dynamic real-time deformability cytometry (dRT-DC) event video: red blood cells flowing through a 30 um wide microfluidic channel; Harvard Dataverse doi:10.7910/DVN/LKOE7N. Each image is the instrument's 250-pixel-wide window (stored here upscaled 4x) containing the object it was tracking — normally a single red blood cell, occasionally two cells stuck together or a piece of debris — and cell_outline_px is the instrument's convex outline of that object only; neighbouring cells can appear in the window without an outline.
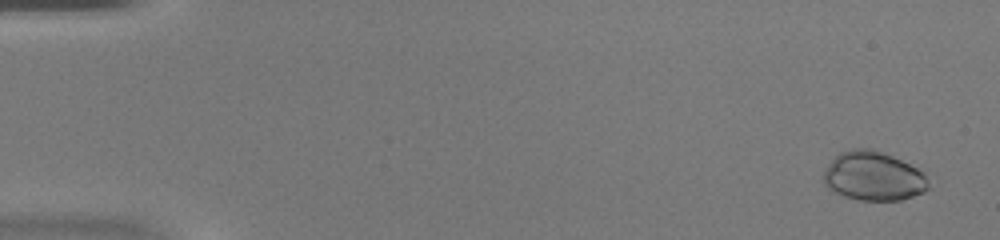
{"species": "common noctule bat (a hibernating species)", "species_latin": "Nyctalus noctula", "temperature_condition": "warm", "stored_images_in_passage": 48, "camera_frame_rate_fps": 3000, "um_per_image_px": 0.085, "animal": {"sex": "female", "body_mass_g": 20.0, "forearm_length_mm": 54.0}, "frame": {"image": 1, "passage_image": 3, "time_ms": 0.667, "image_size_px": [1000, 240], "cell_outline_px": [[928, 188], [924, 192], [900, 200], [856, 200], [832, 192], [824, 184], [824, 172], [828, 164], [840, 152], [852, 148], [872, 148], [892, 156], [924, 172], [928, 184]], "centroid_in_image_um": [74.21, 14.98], "position_along_channel_um": 10.8, "area_um2": 29.94}}
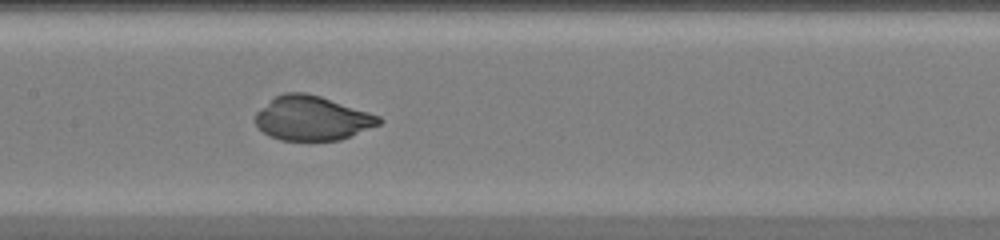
{"frame": {"image": 2, "passage_image": 25, "time_ms": 8.0, "image_size_px": [1000, 240], "cell_outline_px": [[384, 120], [380, 124], [340, 140], [280, 140], [268, 136], [256, 124], [256, 112], [276, 96], [284, 92], [304, 92], [320, 96], [380, 116]], "centroid_in_image_um": [26.53, 10.05], "position_along_channel_um": 180.9, "area_um2": 31.62}}
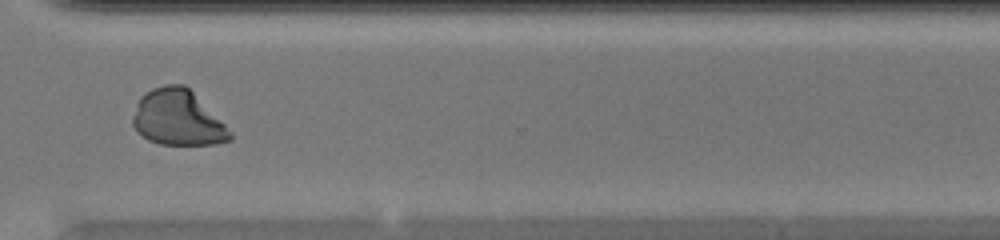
{"frame": {"image": 3, "passage_image": 37, "time_ms": 12.0, "image_size_px": [1000, 240], "cell_outline_px": [[232, 140], [216, 144], [160, 144], [148, 140], [136, 132], [132, 124], [132, 116], [136, 104], [140, 96], [152, 88], [164, 84], [184, 84], [232, 132]], "centroid_in_image_um": [15.06, 10.02], "position_along_channel_um": 355.5, "area_um2": 31.39}}